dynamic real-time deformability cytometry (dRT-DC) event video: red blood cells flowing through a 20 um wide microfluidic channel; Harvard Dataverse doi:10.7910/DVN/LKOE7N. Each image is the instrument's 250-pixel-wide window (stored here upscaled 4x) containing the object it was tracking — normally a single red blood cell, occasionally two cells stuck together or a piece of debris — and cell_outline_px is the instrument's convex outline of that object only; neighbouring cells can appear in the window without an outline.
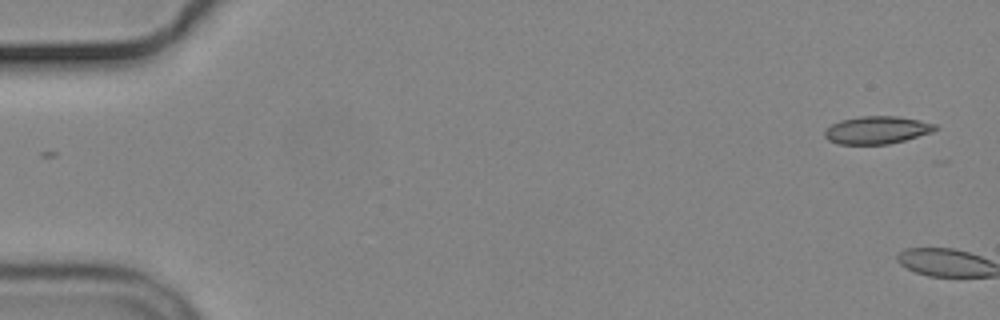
{"species": "common noctule bat (a hibernating species)", "species_latin": "Nyctalus noctula", "temperature_condition": "cold", "stored_images_in_passage": 2, "camera_frame_rate_fps": 3000, "um_per_image_px": 0.085, "animal": {"sex": "male", "body_mass_g": 19.2, "forearm_length_mm": 51.8}, "frame": {"image": 1, "passage_image": 1, "time_ms": 0.0, "image_size_px": [1000, 320], "cell_outline_px": [[940, 128], [932, 132], [904, 140], [888, 144], [840, 144], [828, 140], [824, 136], [824, 132], [832, 124], [840, 120], [860, 116], [896, 116], [936, 124]], "centroid_in_image_um": [74.54, 11.05], "position_along_channel_um": 10.5, "area_um2": 17.69}}